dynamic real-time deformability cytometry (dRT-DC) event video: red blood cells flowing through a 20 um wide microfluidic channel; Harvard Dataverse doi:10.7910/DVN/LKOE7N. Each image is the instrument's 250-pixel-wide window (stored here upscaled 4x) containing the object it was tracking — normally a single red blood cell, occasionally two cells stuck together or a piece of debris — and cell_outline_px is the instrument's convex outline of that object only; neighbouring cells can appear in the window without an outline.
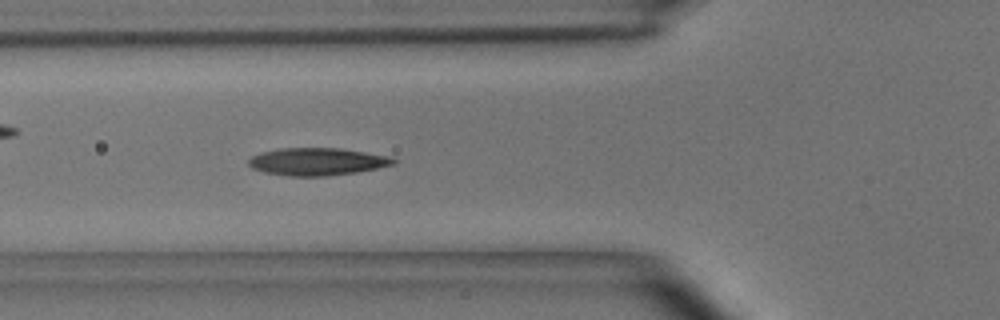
{"species": "common noctule bat (a hibernating species)", "species_latin": "Nyctalus noctula", "temperature_condition": "room temperature", "stored_images_in_passage": 7, "segment_of_instrument_passage": [2, 3], "camera_frame_rate_fps": 3000, "um_per_image_px": 0.085, "animal": {"sex": "male", "body_mass_g": 15.6}, "frame": {"image": 1, "passage_image": 6, "time_ms": 1.667, "image_size_px": [1000, 320], "cell_outline_px": [[396, 164], [356, 172], [328, 176], [288, 176], [264, 172], [252, 168], [248, 164], [248, 160], [252, 156], [260, 152], [280, 148], [340, 148], [392, 156], [396, 160]], "centroid_in_image_um": [26.97, 13.73], "position_along_channel_um": 98.8, "area_um2": 23.35}}